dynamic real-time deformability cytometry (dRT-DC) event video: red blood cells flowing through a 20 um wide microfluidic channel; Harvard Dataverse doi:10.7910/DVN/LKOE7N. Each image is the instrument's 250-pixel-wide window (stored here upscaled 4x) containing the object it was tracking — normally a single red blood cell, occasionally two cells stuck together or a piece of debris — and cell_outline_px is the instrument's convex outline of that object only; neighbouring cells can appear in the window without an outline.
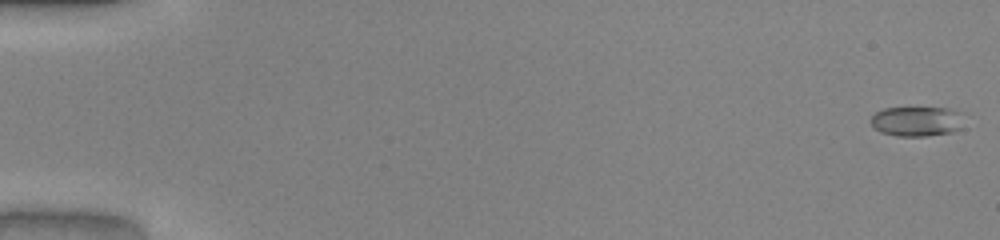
{"species": "common noctule bat (a hibernating species)", "species_latin": "Nyctalus noctula", "temperature_condition": "warm", "stored_images_in_passage": 51, "camera_frame_rate_fps": 3000, "um_per_image_px": 0.085, "animal": {"sex": "male", "body_mass_g": 20.0, "forearm_length_mm": 53.3}, "frame": {"image": 1, "passage_image": 1, "time_ms": 0.0, "image_size_px": [1000, 240], "cell_outline_px": [[960, 128], [952, 132], [924, 136], [896, 136], [880, 132], [868, 120], [876, 112], [884, 108], [948, 108], [960, 112]], "centroid_in_image_um": [77.86, 10.31], "position_along_channel_um": 7.1, "area_um2": 16.01}}
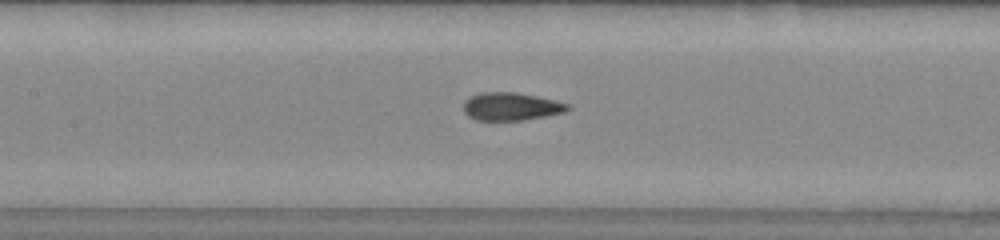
{"frame": {"image": 2, "passage_image": 25, "time_ms": 8.0, "image_size_px": [1000, 240], "cell_outline_px": [[572, 108], [564, 112], [524, 120], [476, 120], [468, 116], [464, 112], [464, 100], [480, 92], [516, 92], [556, 100], [568, 104]], "centroid_in_image_um": [43.44, 9.05], "position_along_channel_um": 164.0, "area_um2": 16.94}}
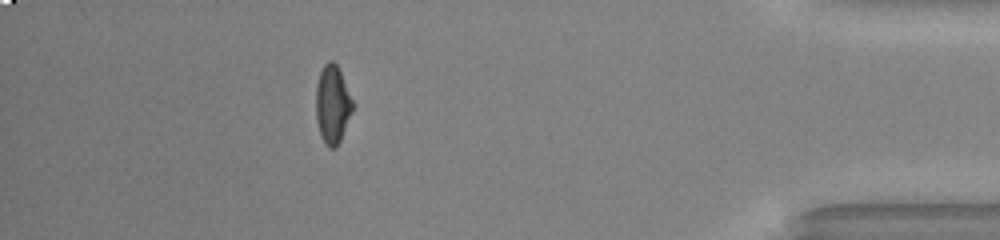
{"frame": {"image": 3, "passage_image": 46, "time_ms": 15.0, "image_size_px": [1000, 240], "cell_outline_px": [[352, 112], [340, 140], [336, 148], [328, 148], [324, 144], [320, 136], [316, 120], [316, 84], [320, 72], [324, 64], [328, 60], [332, 60], [336, 64], [340, 72], [352, 100]], "centroid_in_image_um": [28.23, 8.9], "position_along_channel_um": 407.0, "area_um2": 16.65}, "authors_computed_cell_mechanics": {"area_um2": 16.9354, "velocity_mm_per_s": 4.1137, "shape_relaxation_time_tau1_ms": 5.8079, "shape_relaxation_time_tau2_ms": 0.9118, "deformation_change_tau1": 0.2106, "deformation_change_tau2": 0.0612}}